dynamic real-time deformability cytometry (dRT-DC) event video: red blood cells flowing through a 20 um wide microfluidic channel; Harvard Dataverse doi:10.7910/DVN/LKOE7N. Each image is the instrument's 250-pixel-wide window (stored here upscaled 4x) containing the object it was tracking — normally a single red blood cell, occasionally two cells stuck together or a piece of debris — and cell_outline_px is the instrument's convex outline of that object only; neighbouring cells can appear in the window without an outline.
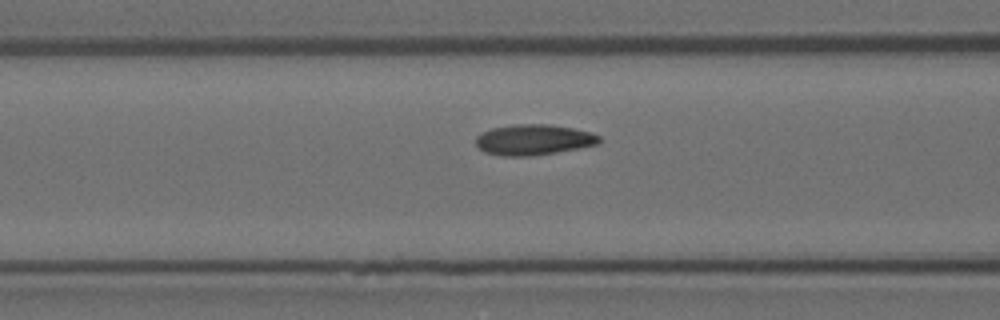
{"species": "Egyptian fruit bat (a non-hibernating species)", "species_latin": "Rousettus aegyptiacus", "temperature_condition": "room temperature", "stored_images_in_passage": 21, "camera_frame_rate_fps": 3000, "um_per_image_px": 0.085, "animal": {"sex": "female"}, "frame": {"image": 1, "passage_image": 19, "time_ms": 6.0, "image_size_px": [1000, 320], "cell_outline_px": [[600, 144], [556, 152], [532, 156], [500, 156], [484, 152], [476, 144], [476, 136], [480, 132], [492, 128], [516, 124], [548, 124], [572, 128], [588, 132], [600, 136]], "centroid_in_image_um": [45.32, 11.88], "position_along_channel_um": 121.3, "area_um2": 22.02}}